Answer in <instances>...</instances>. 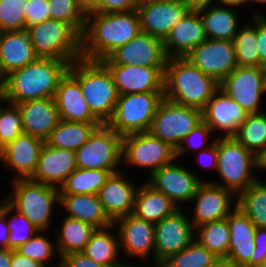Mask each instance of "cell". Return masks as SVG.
I'll use <instances>...</instances> for the list:
<instances>
[{"label":"cell","instance_id":"cell-32","mask_svg":"<svg viewBox=\"0 0 266 267\" xmlns=\"http://www.w3.org/2000/svg\"><path fill=\"white\" fill-rule=\"evenodd\" d=\"M179 209V206L170 198L153 189L146 182L139 185L133 211V214L137 217L155 224L163 218L174 214Z\"/></svg>","mask_w":266,"mask_h":267},{"label":"cell","instance_id":"cell-18","mask_svg":"<svg viewBox=\"0 0 266 267\" xmlns=\"http://www.w3.org/2000/svg\"><path fill=\"white\" fill-rule=\"evenodd\" d=\"M195 236L192 221L182 208L155 223V261L163 262L186 248Z\"/></svg>","mask_w":266,"mask_h":267},{"label":"cell","instance_id":"cell-12","mask_svg":"<svg viewBox=\"0 0 266 267\" xmlns=\"http://www.w3.org/2000/svg\"><path fill=\"white\" fill-rule=\"evenodd\" d=\"M220 88L236 101L247 114L265 111L260 107L262 106L261 97L266 94L265 67L237 66L220 83Z\"/></svg>","mask_w":266,"mask_h":267},{"label":"cell","instance_id":"cell-19","mask_svg":"<svg viewBox=\"0 0 266 267\" xmlns=\"http://www.w3.org/2000/svg\"><path fill=\"white\" fill-rule=\"evenodd\" d=\"M110 71L119 95L164 92L165 67L104 64Z\"/></svg>","mask_w":266,"mask_h":267},{"label":"cell","instance_id":"cell-28","mask_svg":"<svg viewBox=\"0 0 266 267\" xmlns=\"http://www.w3.org/2000/svg\"><path fill=\"white\" fill-rule=\"evenodd\" d=\"M227 222L230 229L227 257L242 267H250V257L255 249L256 226L238 206L229 213Z\"/></svg>","mask_w":266,"mask_h":267},{"label":"cell","instance_id":"cell-38","mask_svg":"<svg viewBox=\"0 0 266 267\" xmlns=\"http://www.w3.org/2000/svg\"><path fill=\"white\" fill-rule=\"evenodd\" d=\"M195 240L218 257H227L230 229L227 217L195 228Z\"/></svg>","mask_w":266,"mask_h":267},{"label":"cell","instance_id":"cell-14","mask_svg":"<svg viewBox=\"0 0 266 267\" xmlns=\"http://www.w3.org/2000/svg\"><path fill=\"white\" fill-rule=\"evenodd\" d=\"M219 84L238 66L232 40L207 38L185 57Z\"/></svg>","mask_w":266,"mask_h":267},{"label":"cell","instance_id":"cell-47","mask_svg":"<svg viewBox=\"0 0 266 267\" xmlns=\"http://www.w3.org/2000/svg\"><path fill=\"white\" fill-rule=\"evenodd\" d=\"M212 134L213 132L208 127V125L204 121H202L182 140V142L176 149V159H178V157L181 158V156L189 154V151L196 153L212 146L216 141V138H214ZM210 137H213V141L210 140Z\"/></svg>","mask_w":266,"mask_h":267},{"label":"cell","instance_id":"cell-30","mask_svg":"<svg viewBox=\"0 0 266 267\" xmlns=\"http://www.w3.org/2000/svg\"><path fill=\"white\" fill-rule=\"evenodd\" d=\"M60 205L67 217L81 220L97 229L113 225L106 214L98 195L94 194H60Z\"/></svg>","mask_w":266,"mask_h":267},{"label":"cell","instance_id":"cell-40","mask_svg":"<svg viewBox=\"0 0 266 267\" xmlns=\"http://www.w3.org/2000/svg\"><path fill=\"white\" fill-rule=\"evenodd\" d=\"M45 232L38 231L31 239L15 250L21 255L37 261L44 267H58L60 266V256L57 250L56 240L53 241V238L51 240V237H48L47 232ZM56 254L59 260L57 261L58 263L55 262V265L53 262L55 261Z\"/></svg>","mask_w":266,"mask_h":267},{"label":"cell","instance_id":"cell-61","mask_svg":"<svg viewBox=\"0 0 266 267\" xmlns=\"http://www.w3.org/2000/svg\"><path fill=\"white\" fill-rule=\"evenodd\" d=\"M216 4L234 7L239 6L241 8V6L247 5V0H216Z\"/></svg>","mask_w":266,"mask_h":267},{"label":"cell","instance_id":"cell-44","mask_svg":"<svg viewBox=\"0 0 266 267\" xmlns=\"http://www.w3.org/2000/svg\"><path fill=\"white\" fill-rule=\"evenodd\" d=\"M218 258L195 239L180 252L172 254L164 264L166 267H210Z\"/></svg>","mask_w":266,"mask_h":267},{"label":"cell","instance_id":"cell-65","mask_svg":"<svg viewBox=\"0 0 266 267\" xmlns=\"http://www.w3.org/2000/svg\"><path fill=\"white\" fill-rule=\"evenodd\" d=\"M141 1H150V2H173L179 0H141Z\"/></svg>","mask_w":266,"mask_h":267},{"label":"cell","instance_id":"cell-29","mask_svg":"<svg viewBox=\"0 0 266 267\" xmlns=\"http://www.w3.org/2000/svg\"><path fill=\"white\" fill-rule=\"evenodd\" d=\"M37 58L26 29L0 32V65L5 76Z\"/></svg>","mask_w":266,"mask_h":267},{"label":"cell","instance_id":"cell-13","mask_svg":"<svg viewBox=\"0 0 266 267\" xmlns=\"http://www.w3.org/2000/svg\"><path fill=\"white\" fill-rule=\"evenodd\" d=\"M177 161L178 159H175L172 163L152 172L146 183L182 208L181 205L189 204L199 185L207 180H203L197 173L195 174V171L178 164Z\"/></svg>","mask_w":266,"mask_h":267},{"label":"cell","instance_id":"cell-57","mask_svg":"<svg viewBox=\"0 0 266 267\" xmlns=\"http://www.w3.org/2000/svg\"><path fill=\"white\" fill-rule=\"evenodd\" d=\"M12 249L0 248V267L11 266Z\"/></svg>","mask_w":266,"mask_h":267},{"label":"cell","instance_id":"cell-2","mask_svg":"<svg viewBox=\"0 0 266 267\" xmlns=\"http://www.w3.org/2000/svg\"><path fill=\"white\" fill-rule=\"evenodd\" d=\"M70 63L53 58H37L34 62L6 76L2 95L6 102L16 105L29 100L54 98L60 80Z\"/></svg>","mask_w":266,"mask_h":267},{"label":"cell","instance_id":"cell-25","mask_svg":"<svg viewBox=\"0 0 266 267\" xmlns=\"http://www.w3.org/2000/svg\"><path fill=\"white\" fill-rule=\"evenodd\" d=\"M207 39L202 18L196 9H190L172 28L165 39L167 58H185L197 45Z\"/></svg>","mask_w":266,"mask_h":267},{"label":"cell","instance_id":"cell-37","mask_svg":"<svg viewBox=\"0 0 266 267\" xmlns=\"http://www.w3.org/2000/svg\"><path fill=\"white\" fill-rule=\"evenodd\" d=\"M251 18V23H241L243 26L239 27L233 40L234 46L236 47L237 63L241 67H260L257 15H252Z\"/></svg>","mask_w":266,"mask_h":267},{"label":"cell","instance_id":"cell-15","mask_svg":"<svg viewBox=\"0 0 266 267\" xmlns=\"http://www.w3.org/2000/svg\"><path fill=\"white\" fill-rule=\"evenodd\" d=\"M119 235L120 251L125 256L155 261V224L130 213L113 222ZM152 257V258H151Z\"/></svg>","mask_w":266,"mask_h":267},{"label":"cell","instance_id":"cell-55","mask_svg":"<svg viewBox=\"0 0 266 267\" xmlns=\"http://www.w3.org/2000/svg\"><path fill=\"white\" fill-rule=\"evenodd\" d=\"M9 235L6 217L0 212V248H8Z\"/></svg>","mask_w":266,"mask_h":267},{"label":"cell","instance_id":"cell-35","mask_svg":"<svg viewBox=\"0 0 266 267\" xmlns=\"http://www.w3.org/2000/svg\"><path fill=\"white\" fill-rule=\"evenodd\" d=\"M100 125L102 124L60 120L45 143L51 147L76 151L86 143Z\"/></svg>","mask_w":266,"mask_h":267},{"label":"cell","instance_id":"cell-51","mask_svg":"<svg viewBox=\"0 0 266 267\" xmlns=\"http://www.w3.org/2000/svg\"><path fill=\"white\" fill-rule=\"evenodd\" d=\"M60 267H107L96 263L83 252L71 253L60 257Z\"/></svg>","mask_w":266,"mask_h":267},{"label":"cell","instance_id":"cell-11","mask_svg":"<svg viewBox=\"0 0 266 267\" xmlns=\"http://www.w3.org/2000/svg\"><path fill=\"white\" fill-rule=\"evenodd\" d=\"M176 159V149L150 132L122 136V164L150 170H159Z\"/></svg>","mask_w":266,"mask_h":267},{"label":"cell","instance_id":"cell-1","mask_svg":"<svg viewBox=\"0 0 266 267\" xmlns=\"http://www.w3.org/2000/svg\"><path fill=\"white\" fill-rule=\"evenodd\" d=\"M140 32L137 9L112 13L88 12L81 37V57L101 61Z\"/></svg>","mask_w":266,"mask_h":267},{"label":"cell","instance_id":"cell-53","mask_svg":"<svg viewBox=\"0 0 266 267\" xmlns=\"http://www.w3.org/2000/svg\"><path fill=\"white\" fill-rule=\"evenodd\" d=\"M196 160L202 168L217 171L218 165V151H217V137L215 143L207 149L199 151ZM198 158V159H197Z\"/></svg>","mask_w":266,"mask_h":267},{"label":"cell","instance_id":"cell-17","mask_svg":"<svg viewBox=\"0 0 266 267\" xmlns=\"http://www.w3.org/2000/svg\"><path fill=\"white\" fill-rule=\"evenodd\" d=\"M166 61L163 41L144 32H140L135 38L119 46L101 60L103 64L146 67H166Z\"/></svg>","mask_w":266,"mask_h":267},{"label":"cell","instance_id":"cell-60","mask_svg":"<svg viewBox=\"0 0 266 267\" xmlns=\"http://www.w3.org/2000/svg\"><path fill=\"white\" fill-rule=\"evenodd\" d=\"M79 4L88 13L92 12L99 5V0H79Z\"/></svg>","mask_w":266,"mask_h":267},{"label":"cell","instance_id":"cell-56","mask_svg":"<svg viewBox=\"0 0 266 267\" xmlns=\"http://www.w3.org/2000/svg\"><path fill=\"white\" fill-rule=\"evenodd\" d=\"M255 170L266 171V146L254 154Z\"/></svg>","mask_w":266,"mask_h":267},{"label":"cell","instance_id":"cell-26","mask_svg":"<svg viewBox=\"0 0 266 267\" xmlns=\"http://www.w3.org/2000/svg\"><path fill=\"white\" fill-rule=\"evenodd\" d=\"M23 131L26 134L46 140L60 122L55 98H41L16 104Z\"/></svg>","mask_w":266,"mask_h":267},{"label":"cell","instance_id":"cell-46","mask_svg":"<svg viewBox=\"0 0 266 267\" xmlns=\"http://www.w3.org/2000/svg\"><path fill=\"white\" fill-rule=\"evenodd\" d=\"M27 3L28 0H0V32L26 29Z\"/></svg>","mask_w":266,"mask_h":267},{"label":"cell","instance_id":"cell-21","mask_svg":"<svg viewBox=\"0 0 266 267\" xmlns=\"http://www.w3.org/2000/svg\"><path fill=\"white\" fill-rule=\"evenodd\" d=\"M247 113L221 88H219L202 110L203 121L215 134L222 138L234 137L245 121Z\"/></svg>","mask_w":266,"mask_h":267},{"label":"cell","instance_id":"cell-22","mask_svg":"<svg viewBox=\"0 0 266 267\" xmlns=\"http://www.w3.org/2000/svg\"><path fill=\"white\" fill-rule=\"evenodd\" d=\"M44 143L41 138L23 133L3 147L0 163L16 174L12 179H29L35 172Z\"/></svg>","mask_w":266,"mask_h":267},{"label":"cell","instance_id":"cell-10","mask_svg":"<svg viewBox=\"0 0 266 267\" xmlns=\"http://www.w3.org/2000/svg\"><path fill=\"white\" fill-rule=\"evenodd\" d=\"M202 121V110L164 98L157 107L149 132L177 149L182 140Z\"/></svg>","mask_w":266,"mask_h":267},{"label":"cell","instance_id":"cell-5","mask_svg":"<svg viewBox=\"0 0 266 267\" xmlns=\"http://www.w3.org/2000/svg\"><path fill=\"white\" fill-rule=\"evenodd\" d=\"M12 192L3 198L39 231H51L52 215L60 204L59 188L29 179H12Z\"/></svg>","mask_w":266,"mask_h":267},{"label":"cell","instance_id":"cell-45","mask_svg":"<svg viewBox=\"0 0 266 267\" xmlns=\"http://www.w3.org/2000/svg\"><path fill=\"white\" fill-rule=\"evenodd\" d=\"M2 104H5L3 106ZM21 114L16 105L0 102V153L9 142L23 134Z\"/></svg>","mask_w":266,"mask_h":267},{"label":"cell","instance_id":"cell-48","mask_svg":"<svg viewBox=\"0 0 266 267\" xmlns=\"http://www.w3.org/2000/svg\"><path fill=\"white\" fill-rule=\"evenodd\" d=\"M48 0H28L25 9L26 28L49 19Z\"/></svg>","mask_w":266,"mask_h":267},{"label":"cell","instance_id":"cell-20","mask_svg":"<svg viewBox=\"0 0 266 267\" xmlns=\"http://www.w3.org/2000/svg\"><path fill=\"white\" fill-rule=\"evenodd\" d=\"M190 9L184 0L173 2L141 1L137 7L141 32L148 33L164 42L172 28Z\"/></svg>","mask_w":266,"mask_h":267},{"label":"cell","instance_id":"cell-36","mask_svg":"<svg viewBox=\"0 0 266 267\" xmlns=\"http://www.w3.org/2000/svg\"><path fill=\"white\" fill-rule=\"evenodd\" d=\"M237 206L256 228H266V182L258 179L237 196Z\"/></svg>","mask_w":266,"mask_h":267},{"label":"cell","instance_id":"cell-50","mask_svg":"<svg viewBox=\"0 0 266 267\" xmlns=\"http://www.w3.org/2000/svg\"><path fill=\"white\" fill-rule=\"evenodd\" d=\"M141 0H99V5L92 12L112 13L136 10Z\"/></svg>","mask_w":266,"mask_h":267},{"label":"cell","instance_id":"cell-58","mask_svg":"<svg viewBox=\"0 0 266 267\" xmlns=\"http://www.w3.org/2000/svg\"><path fill=\"white\" fill-rule=\"evenodd\" d=\"M210 267H242L228 257H218Z\"/></svg>","mask_w":266,"mask_h":267},{"label":"cell","instance_id":"cell-34","mask_svg":"<svg viewBox=\"0 0 266 267\" xmlns=\"http://www.w3.org/2000/svg\"><path fill=\"white\" fill-rule=\"evenodd\" d=\"M60 230L56 228V245L59 256L83 252L97 228L78 219L63 215Z\"/></svg>","mask_w":266,"mask_h":267},{"label":"cell","instance_id":"cell-66","mask_svg":"<svg viewBox=\"0 0 266 267\" xmlns=\"http://www.w3.org/2000/svg\"><path fill=\"white\" fill-rule=\"evenodd\" d=\"M4 99V96L0 94V102Z\"/></svg>","mask_w":266,"mask_h":267},{"label":"cell","instance_id":"cell-7","mask_svg":"<svg viewBox=\"0 0 266 267\" xmlns=\"http://www.w3.org/2000/svg\"><path fill=\"white\" fill-rule=\"evenodd\" d=\"M38 58H53L70 64L81 57V36L68 24L48 19L26 28Z\"/></svg>","mask_w":266,"mask_h":267},{"label":"cell","instance_id":"cell-42","mask_svg":"<svg viewBox=\"0 0 266 267\" xmlns=\"http://www.w3.org/2000/svg\"><path fill=\"white\" fill-rule=\"evenodd\" d=\"M0 212L6 217L10 230L8 241L9 249L15 250L20 245L26 243L39 231L24 215L14 209L4 198L0 200Z\"/></svg>","mask_w":266,"mask_h":267},{"label":"cell","instance_id":"cell-59","mask_svg":"<svg viewBox=\"0 0 266 267\" xmlns=\"http://www.w3.org/2000/svg\"><path fill=\"white\" fill-rule=\"evenodd\" d=\"M191 9H196L201 6L212 5L216 0H184Z\"/></svg>","mask_w":266,"mask_h":267},{"label":"cell","instance_id":"cell-3","mask_svg":"<svg viewBox=\"0 0 266 267\" xmlns=\"http://www.w3.org/2000/svg\"><path fill=\"white\" fill-rule=\"evenodd\" d=\"M220 88L212 77L204 74L186 58H167L164 98L176 104L203 110Z\"/></svg>","mask_w":266,"mask_h":267},{"label":"cell","instance_id":"cell-39","mask_svg":"<svg viewBox=\"0 0 266 267\" xmlns=\"http://www.w3.org/2000/svg\"><path fill=\"white\" fill-rule=\"evenodd\" d=\"M111 173L107 170L77 168L59 188L60 194L97 195Z\"/></svg>","mask_w":266,"mask_h":267},{"label":"cell","instance_id":"cell-64","mask_svg":"<svg viewBox=\"0 0 266 267\" xmlns=\"http://www.w3.org/2000/svg\"><path fill=\"white\" fill-rule=\"evenodd\" d=\"M252 3V2H256V4H258L259 3V5H261V4H266V0H247V4H249V3Z\"/></svg>","mask_w":266,"mask_h":267},{"label":"cell","instance_id":"cell-52","mask_svg":"<svg viewBox=\"0 0 266 267\" xmlns=\"http://www.w3.org/2000/svg\"><path fill=\"white\" fill-rule=\"evenodd\" d=\"M261 10H256L254 15H257V38L258 51L260 56V67L266 68V17L262 15Z\"/></svg>","mask_w":266,"mask_h":267},{"label":"cell","instance_id":"cell-16","mask_svg":"<svg viewBox=\"0 0 266 267\" xmlns=\"http://www.w3.org/2000/svg\"><path fill=\"white\" fill-rule=\"evenodd\" d=\"M191 203L195 206L191 211L192 216L189 217L193 227L196 228L204 223L226 218L237 206V196L231 190L208 180L199 185Z\"/></svg>","mask_w":266,"mask_h":267},{"label":"cell","instance_id":"cell-33","mask_svg":"<svg viewBox=\"0 0 266 267\" xmlns=\"http://www.w3.org/2000/svg\"><path fill=\"white\" fill-rule=\"evenodd\" d=\"M115 226L96 229L87 242L83 253L96 263L107 267H124L126 262L120 260L121 251L118 232ZM116 232V233H115Z\"/></svg>","mask_w":266,"mask_h":267},{"label":"cell","instance_id":"cell-24","mask_svg":"<svg viewBox=\"0 0 266 267\" xmlns=\"http://www.w3.org/2000/svg\"><path fill=\"white\" fill-rule=\"evenodd\" d=\"M77 169L75 151L51 147L44 143L31 180L57 188Z\"/></svg>","mask_w":266,"mask_h":267},{"label":"cell","instance_id":"cell-8","mask_svg":"<svg viewBox=\"0 0 266 267\" xmlns=\"http://www.w3.org/2000/svg\"><path fill=\"white\" fill-rule=\"evenodd\" d=\"M164 92L130 93L118 96L107 125L121 136L149 132Z\"/></svg>","mask_w":266,"mask_h":267},{"label":"cell","instance_id":"cell-23","mask_svg":"<svg viewBox=\"0 0 266 267\" xmlns=\"http://www.w3.org/2000/svg\"><path fill=\"white\" fill-rule=\"evenodd\" d=\"M126 177L122 170L112 173L97 194L106 214L113 222L134 211L139 186Z\"/></svg>","mask_w":266,"mask_h":267},{"label":"cell","instance_id":"cell-9","mask_svg":"<svg viewBox=\"0 0 266 267\" xmlns=\"http://www.w3.org/2000/svg\"><path fill=\"white\" fill-rule=\"evenodd\" d=\"M77 168L107 170L111 174L122 166V136L107 124L98 126L86 143L75 151Z\"/></svg>","mask_w":266,"mask_h":267},{"label":"cell","instance_id":"cell-49","mask_svg":"<svg viewBox=\"0 0 266 267\" xmlns=\"http://www.w3.org/2000/svg\"><path fill=\"white\" fill-rule=\"evenodd\" d=\"M255 249L250 257V267H266V228H257L254 237Z\"/></svg>","mask_w":266,"mask_h":267},{"label":"cell","instance_id":"cell-31","mask_svg":"<svg viewBox=\"0 0 266 267\" xmlns=\"http://www.w3.org/2000/svg\"><path fill=\"white\" fill-rule=\"evenodd\" d=\"M237 7L212 4L196 8L199 12L207 38L234 40L240 25ZM239 19V20H238Z\"/></svg>","mask_w":266,"mask_h":267},{"label":"cell","instance_id":"cell-54","mask_svg":"<svg viewBox=\"0 0 266 267\" xmlns=\"http://www.w3.org/2000/svg\"><path fill=\"white\" fill-rule=\"evenodd\" d=\"M10 267H44V266L38 263L37 261L29 257L23 256L16 250L12 249Z\"/></svg>","mask_w":266,"mask_h":267},{"label":"cell","instance_id":"cell-63","mask_svg":"<svg viewBox=\"0 0 266 267\" xmlns=\"http://www.w3.org/2000/svg\"><path fill=\"white\" fill-rule=\"evenodd\" d=\"M152 266H154V267H166L165 266V264H164V262H159V261H154V262H152ZM124 267H140V266H138V265H131V263L129 264V263H127V261H126V263H125V266ZM146 267V266H145Z\"/></svg>","mask_w":266,"mask_h":267},{"label":"cell","instance_id":"cell-27","mask_svg":"<svg viewBox=\"0 0 266 267\" xmlns=\"http://www.w3.org/2000/svg\"><path fill=\"white\" fill-rule=\"evenodd\" d=\"M54 98L61 120L102 124L91 113L79 82L69 72L60 80Z\"/></svg>","mask_w":266,"mask_h":267},{"label":"cell","instance_id":"cell-6","mask_svg":"<svg viewBox=\"0 0 266 267\" xmlns=\"http://www.w3.org/2000/svg\"><path fill=\"white\" fill-rule=\"evenodd\" d=\"M217 137V176L215 185L231 190L236 196L259 178L255 173L254 153L247 150L234 137ZM256 175V176H255Z\"/></svg>","mask_w":266,"mask_h":267},{"label":"cell","instance_id":"cell-41","mask_svg":"<svg viewBox=\"0 0 266 267\" xmlns=\"http://www.w3.org/2000/svg\"><path fill=\"white\" fill-rule=\"evenodd\" d=\"M234 138L254 154L266 146V111L248 114Z\"/></svg>","mask_w":266,"mask_h":267},{"label":"cell","instance_id":"cell-62","mask_svg":"<svg viewBox=\"0 0 266 267\" xmlns=\"http://www.w3.org/2000/svg\"><path fill=\"white\" fill-rule=\"evenodd\" d=\"M5 83H6V76H5V74L1 68V65H0V94L3 93Z\"/></svg>","mask_w":266,"mask_h":267},{"label":"cell","instance_id":"cell-43","mask_svg":"<svg viewBox=\"0 0 266 267\" xmlns=\"http://www.w3.org/2000/svg\"><path fill=\"white\" fill-rule=\"evenodd\" d=\"M49 19L68 23L81 37L86 26L87 13L79 0H48Z\"/></svg>","mask_w":266,"mask_h":267},{"label":"cell","instance_id":"cell-4","mask_svg":"<svg viewBox=\"0 0 266 267\" xmlns=\"http://www.w3.org/2000/svg\"><path fill=\"white\" fill-rule=\"evenodd\" d=\"M68 72L79 82L91 113L107 124L119 96L108 68L101 61L80 58L70 64Z\"/></svg>","mask_w":266,"mask_h":267}]
</instances>
